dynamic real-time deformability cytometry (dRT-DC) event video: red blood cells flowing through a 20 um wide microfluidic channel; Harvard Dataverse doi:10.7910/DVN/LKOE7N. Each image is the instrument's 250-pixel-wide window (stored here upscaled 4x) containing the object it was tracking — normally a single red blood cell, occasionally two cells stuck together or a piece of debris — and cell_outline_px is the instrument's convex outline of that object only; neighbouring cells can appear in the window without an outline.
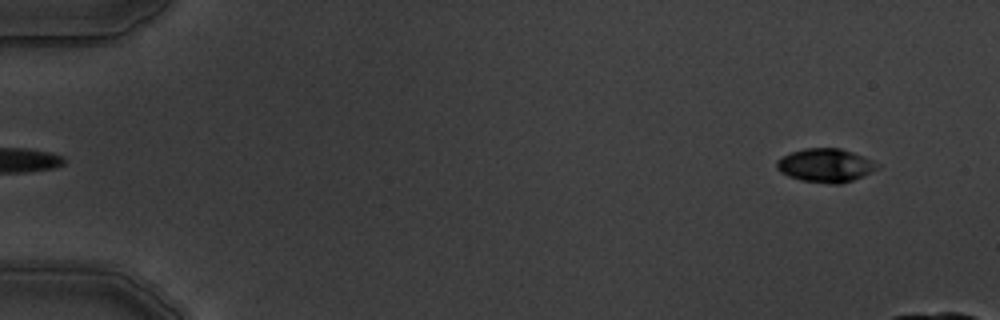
{"species": "common noctule bat (a hibernating species)", "species_latin": "Nyctalus noctula", "temperature_condition": "warm", "stored_images_in_passage": 5, "segment_of_instrument_passage": [2, 2], "camera_frame_rate_fps": 3000, "um_per_image_px": 0.085, "animal": {"sex": "male", "body_mass_g": 19.5, "forearm_length_mm": 54.6}, "frame": {"image": 1, "passage_image": 5, "time_ms": 5.333, "image_size_px": [1000, 320], "cell_outline_px": [[880, 168], [872, 172], [852, 180], [840, 184], [828, 184], [800, 180], [788, 176], [780, 172], [776, 168], [776, 160], [792, 152], [804, 148], [840, 148], [852, 152], [872, 160], [880, 164]], "centroid_in_image_um": [70.17, 14.06], "position_along_channel_um": 14.8, "area_um2": 19.77}}